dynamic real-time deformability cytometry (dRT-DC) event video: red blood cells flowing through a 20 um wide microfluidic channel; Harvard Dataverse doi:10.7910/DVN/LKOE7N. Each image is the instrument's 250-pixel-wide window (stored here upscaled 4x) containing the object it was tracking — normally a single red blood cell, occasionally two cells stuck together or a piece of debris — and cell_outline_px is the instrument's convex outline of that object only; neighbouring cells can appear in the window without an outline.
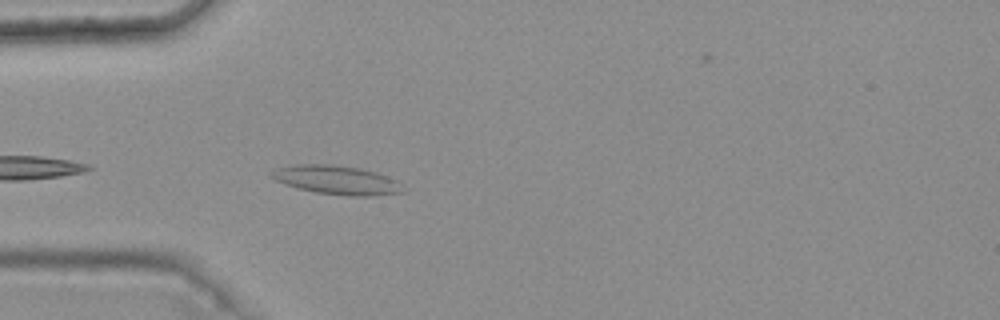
{"species": "common noctule bat (a hibernating species)", "species_latin": "Nyctalus noctula", "temperature_condition": "warm", "stored_images_in_passage": 3, "camera_frame_rate_fps": 3000, "um_per_image_px": 0.085, "animal": {"sex": "female", "body_mass_g": 25.1}, "frame": {"image": 1, "passage_image": 3, "time_ms": 0.667, "image_size_px": [1000, 320], "cell_outline_px": [[404, 192], [372, 196], [348, 196], [316, 192], [300, 188], [276, 180], [268, 176], [268, 172], [276, 168], [296, 164], [332, 164], [360, 168], [376, 172], [396, 180]], "centroid_in_image_um": [28.58, 15.29], "position_along_channel_um": 56.4, "area_um2": 21.96}}